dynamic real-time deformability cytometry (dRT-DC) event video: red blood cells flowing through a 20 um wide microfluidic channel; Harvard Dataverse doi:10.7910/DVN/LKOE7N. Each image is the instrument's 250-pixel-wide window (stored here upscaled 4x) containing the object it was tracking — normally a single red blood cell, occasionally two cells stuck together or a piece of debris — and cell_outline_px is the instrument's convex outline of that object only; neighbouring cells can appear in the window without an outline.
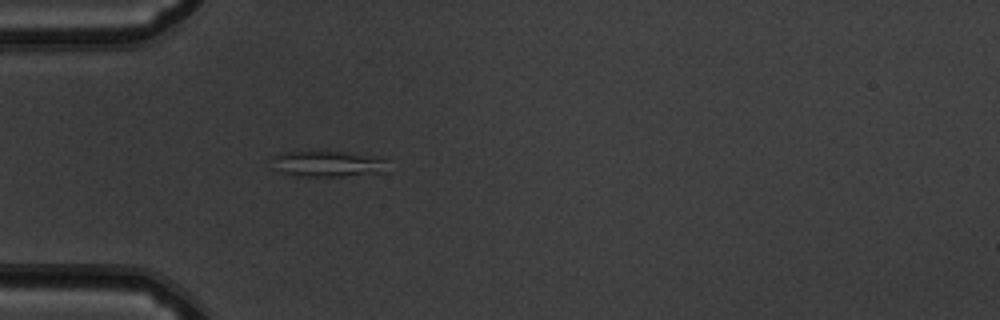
{"species": "common noctule bat (a hibernating species)", "species_latin": "Nyctalus noctula", "temperature_condition": "warm", "stored_images_in_passage": 37, "camera_frame_rate_fps": 3000, "um_per_image_px": 0.085, "animal": {"sex": "male", "body_mass_g": 19.5, "forearm_length_mm": 54.6}, "frame": {"image": 1, "passage_image": 1, "time_ms": 0.0, "image_size_px": [1000, 320], "cell_outline_px": [[388, 172], [340, 176], [296, 176], [284, 172], [280, 168], [276, 156], [284, 152], [344, 152], [384, 160]], "centroid_in_image_um": [27.96, 13.95], "position_along_channel_um": 57.0, "area_um2": 16.3}}
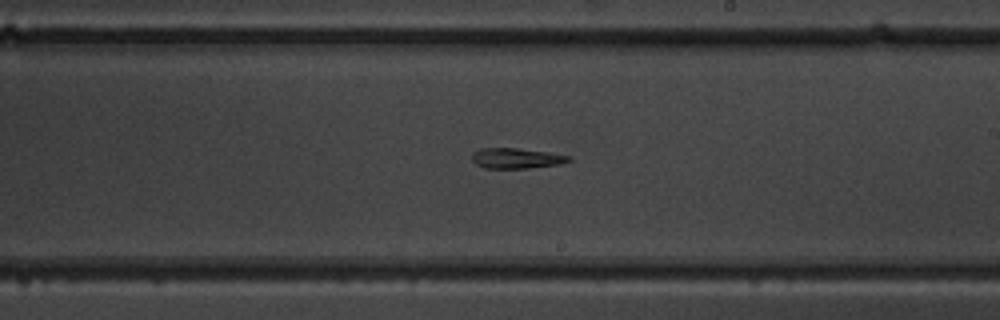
{"frame": {"image": 2, "passage_image": 16, "time_ms": 5.0, "image_size_px": [1000, 320], "cell_outline_px": [[572, 160], [560, 164], [528, 168], [484, 168], [476, 164], [472, 160], [472, 152], [480, 148], [516, 148], [548, 152], [572, 156]], "centroid_in_image_um": [43.89, 13.45], "position_along_channel_um": 245.1, "area_um2": 11.56}}
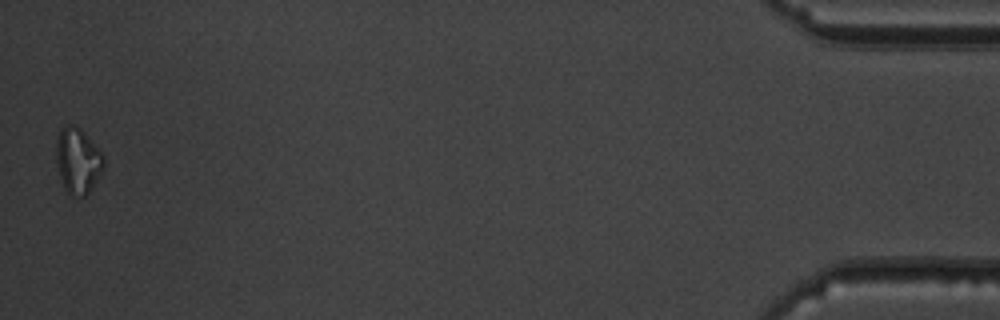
{"frame": {"image": 3, "passage_image": 37, "time_ms": 12.0, "image_size_px": [1000, 320], "cell_outline_px": [[104, 168], [88, 192], [84, 196], [68, 196], [64, 188], [60, 176], [56, 160], [56, 136], [60, 128], [68, 124], [72, 124], [80, 128], [84, 132], [104, 156]], "centroid_in_image_um": [6.59, 13.64], "position_along_channel_um": 428.6, "area_um2": 18.21}}